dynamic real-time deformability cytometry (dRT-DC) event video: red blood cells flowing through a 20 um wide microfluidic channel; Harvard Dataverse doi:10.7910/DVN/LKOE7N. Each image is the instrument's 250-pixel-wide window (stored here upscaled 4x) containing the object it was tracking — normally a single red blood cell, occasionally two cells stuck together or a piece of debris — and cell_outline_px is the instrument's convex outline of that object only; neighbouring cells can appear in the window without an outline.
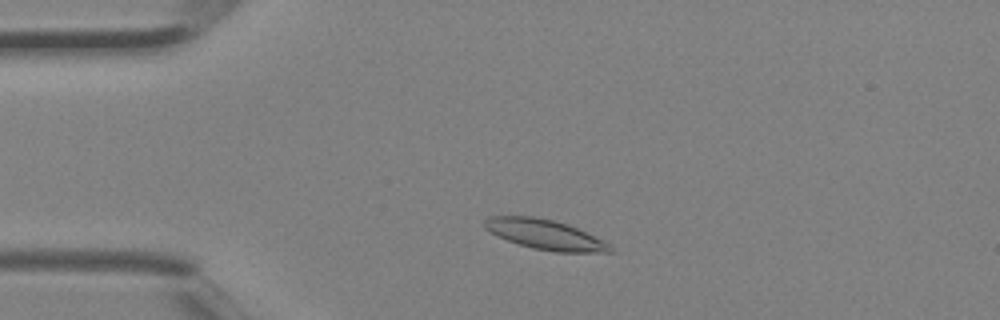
{"species": "Egyptian fruit bat (a non-hibernating species)", "species_latin": "Rousettus aegyptiacus", "temperature_condition": "room temperature", "stored_images_in_passage": 1, "camera_frame_rate_fps": 3000, "um_per_image_px": 0.085, "animal": {"sex": "female"}, "frame": {"image": 1, "passage_image": 1, "time_ms": 0.0, "image_size_px": [1000, 320], "cell_outline_px": [[612, 252], [556, 252], [532, 248], [508, 240], [484, 228], [484, 220], [488, 216], [532, 216], [552, 220], [568, 224], [608, 244], [612, 248]], "centroid_in_image_um": [46.28, 19.93], "position_along_channel_um": 38.7, "area_um2": 21.33}}